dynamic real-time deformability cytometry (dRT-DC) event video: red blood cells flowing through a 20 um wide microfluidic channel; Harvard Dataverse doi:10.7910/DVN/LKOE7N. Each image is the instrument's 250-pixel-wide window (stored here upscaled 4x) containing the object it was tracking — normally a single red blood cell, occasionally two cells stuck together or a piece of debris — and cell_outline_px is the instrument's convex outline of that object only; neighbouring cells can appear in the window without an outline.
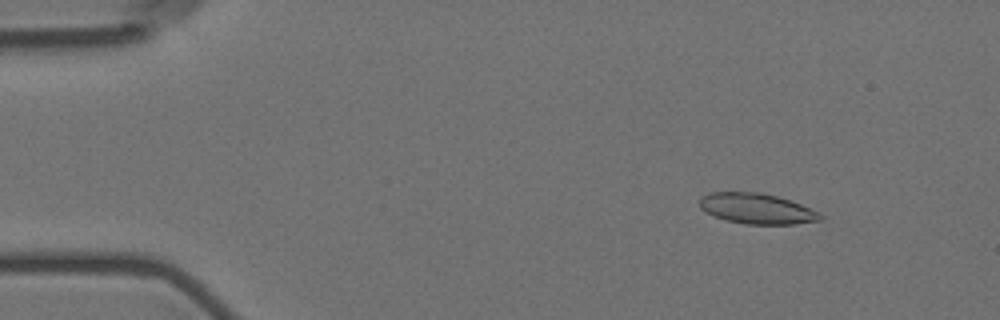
{"species": "Egyptian fruit bat (a non-hibernating species)", "species_latin": "Rousettus aegyptiacus", "temperature_condition": "room temperature", "stored_images_in_passage": 57, "camera_frame_rate_fps": 3000, "um_per_image_px": 0.085, "animal": {"sex": "female"}, "frame": {"image": 1, "passage_image": 7, "time_ms": 2.0, "image_size_px": [1000, 320], "cell_outline_px": [[824, 216], [820, 220], [796, 224], [744, 224], [724, 220], [704, 212], [700, 208], [700, 196], [708, 192], [760, 192], [776, 196], [800, 204]], "centroid_in_image_um": [64.25, 17.73], "position_along_channel_um": 20.8, "area_um2": 21.44}}
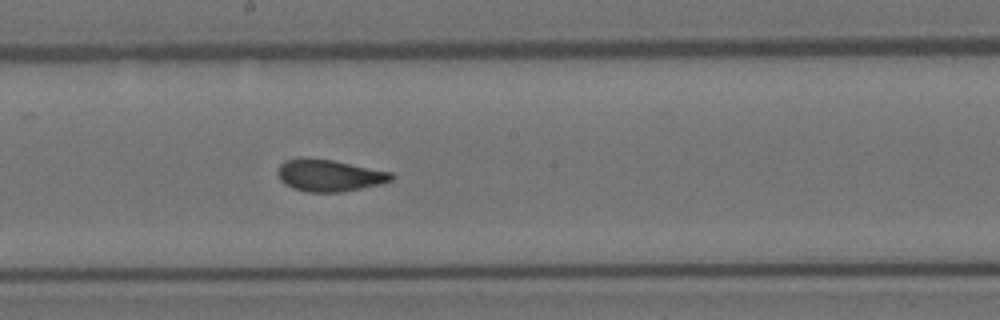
{"frame": {"image": 2, "passage_image": 31, "time_ms": 10.0, "image_size_px": [1000, 320], "cell_outline_px": [[396, 176], [392, 180], [380, 184], [340, 192], [308, 192], [292, 188], [284, 184], [280, 180], [276, 172], [280, 164], [284, 160], [300, 156], [308, 156], [332, 160], [392, 172]], "centroid_in_image_um": [27.93, 14.89], "position_along_channel_um": 220.3, "area_um2": 21.5}}
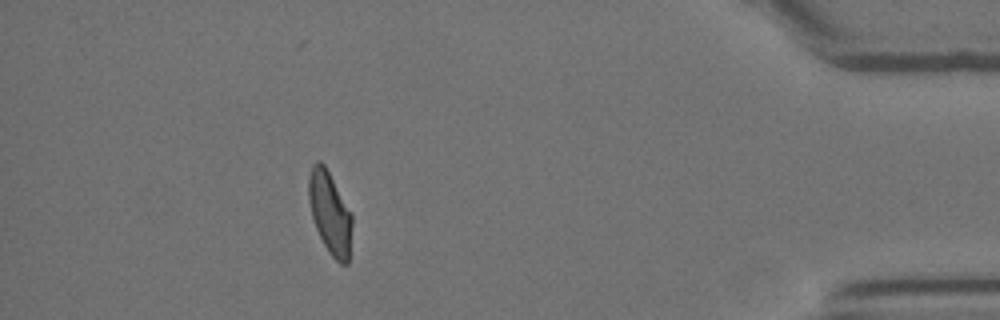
{"frame": {"image": 3, "passage_image": 51, "time_ms": 16.667, "image_size_px": [1000, 320], "cell_outline_px": [[352, 224], [348, 264], [340, 264], [328, 252], [316, 228], [312, 216], [308, 200], [308, 176], [312, 164], [316, 160], [320, 160], [324, 164], [352, 212]], "centroid_in_image_um": [28.04, 18.06], "position_along_channel_um": 407.2, "area_um2": 20.98}, "authors_computed_cell_mechanics": {"area_um2": 21.3282, "velocity_mm_per_s": 3.5711, "shape_relaxation_time_tau1_ms": null, "shape_relaxation_time_tau2_ms": 1.3327, "deformation_change_tau1": null, "deformation_change_tau2": 0.0684}}